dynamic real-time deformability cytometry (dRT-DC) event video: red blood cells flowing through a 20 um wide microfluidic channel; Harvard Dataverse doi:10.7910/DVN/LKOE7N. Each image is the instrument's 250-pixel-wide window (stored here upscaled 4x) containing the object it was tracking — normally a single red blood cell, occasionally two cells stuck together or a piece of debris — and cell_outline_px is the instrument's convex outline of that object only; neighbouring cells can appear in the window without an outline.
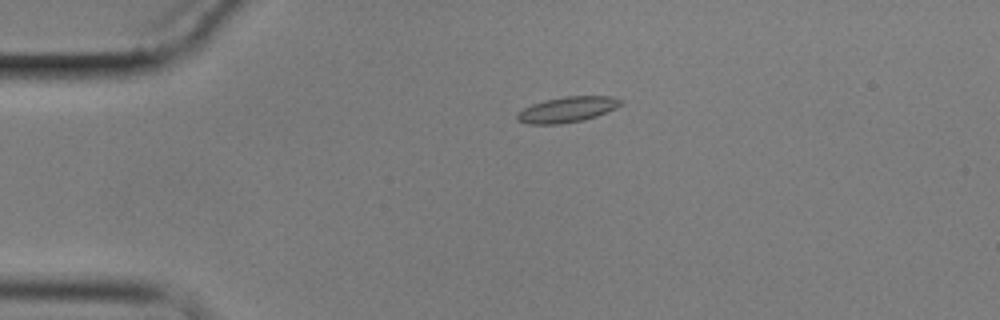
{"species": "common noctule bat (a hibernating species)", "species_latin": "Nyctalus noctula", "temperature_condition": "cold", "stored_images_in_passage": 10, "camera_frame_rate_fps": 3000, "um_per_image_px": 0.085, "animal": {"sex": "male", "body_mass_g": 17.9}, "frame": {"image": 1, "passage_image": 4, "time_ms": 3.667, "image_size_px": [1000, 320], "cell_outline_px": [[624, 104], [616, 108], [596, 116], [584, 120], [560, 124], [528, 124], [516, 120], [516, 116], [524, 108], [532, 104], [544, 100], [564, 96], [612, 96], [624, 100]], "centroid_in_image_um": [48.25, 9.3], "position_along_channel_um": 36.7, "area_um2": 15.55}}
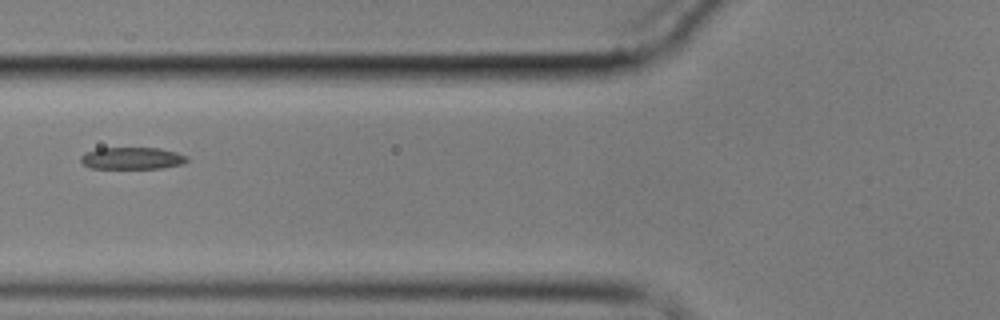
{"frame": {"image": 2, "passage_image": 6, "time_ms": 7.0, "image_size_px": [1000, 320], "cell_outline_px": [[188, 160], [180, 164], [160, 168], [92, 168], [84, 164], [80, 160], [80, 156], [84, 152], [96, 148], [160, 148], [176, 152], [188, 156]], "centroid_in_image_um": [11.2, 13.44], "position_along_channel_um": 114.6, "area_um2": 13.58}}
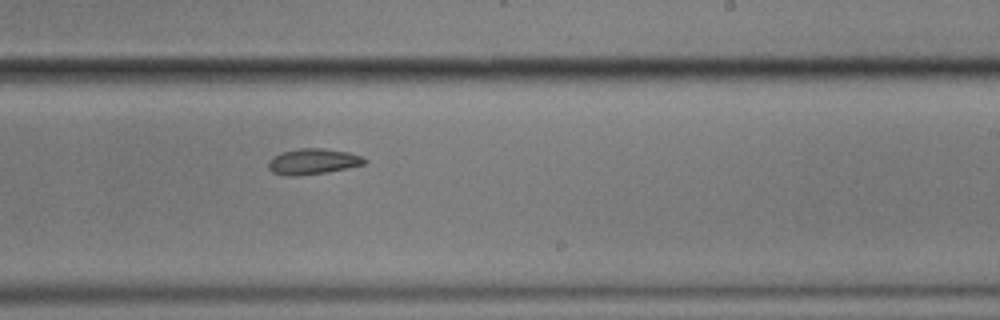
{"frame": {"image": 3, "passage_image": 10, "time_ms": 11.333, "image_size_px": [1000, 320], "cell_outline_px": [[368, 160], [364, 164], [348, 168], [328, 172], [296, 176], [288, 176], [272, 172], [268, 168], [268, 160], [272, 156], [280, 152], [300, 148], [324, 148], [348, 152], [360, 156]], "centroid_in_image_um": [26.56, 13.72], "position_along_channel_um": 262.4, "area_um2": 14.57}}